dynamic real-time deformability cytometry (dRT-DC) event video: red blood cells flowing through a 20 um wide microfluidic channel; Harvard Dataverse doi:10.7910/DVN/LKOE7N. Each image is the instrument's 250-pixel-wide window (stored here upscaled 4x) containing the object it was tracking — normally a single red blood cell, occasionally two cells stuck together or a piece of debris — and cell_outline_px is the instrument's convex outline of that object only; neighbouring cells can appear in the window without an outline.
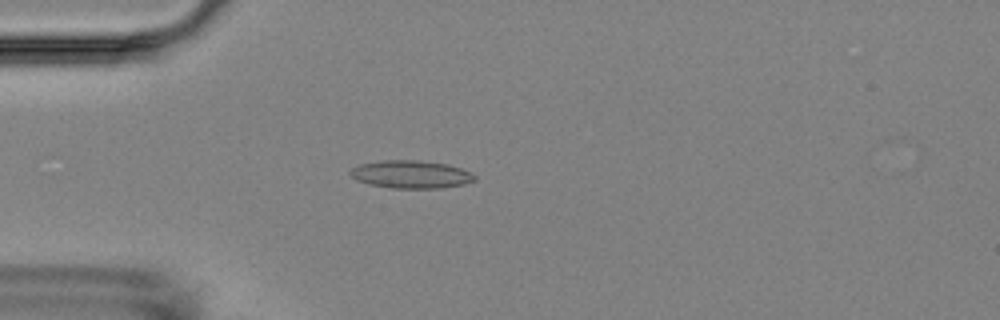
{"species": "Egyptian fruit bat (a non-hibernating species)", "species_latin": "Rousettus aegyptiacus", "temperature_condition": "room temperature", "stored_images_in_passage": 5, "camera_frame_rate_fps": 3000, "um_per_image_px": 0.085, "animal": {"sex": "female"}, "frame": {"image": 1, "passage_image": 4, "time_ms": 3.667, "image_size_px": [1000, 320], "cell_outline_px": [[476, 180], [464, 184], [440, 188], [392, 188], [372, 184], [356, 180], [348, 172], [352, 168], [360, 164], [384, 160], [420, 160], [448, 164], [460, 168], [476, 176]], "centroid_in_image_um": [34.94, 14.81], "position_along_channel_um": 50.1, "area_um2": 20.06}}